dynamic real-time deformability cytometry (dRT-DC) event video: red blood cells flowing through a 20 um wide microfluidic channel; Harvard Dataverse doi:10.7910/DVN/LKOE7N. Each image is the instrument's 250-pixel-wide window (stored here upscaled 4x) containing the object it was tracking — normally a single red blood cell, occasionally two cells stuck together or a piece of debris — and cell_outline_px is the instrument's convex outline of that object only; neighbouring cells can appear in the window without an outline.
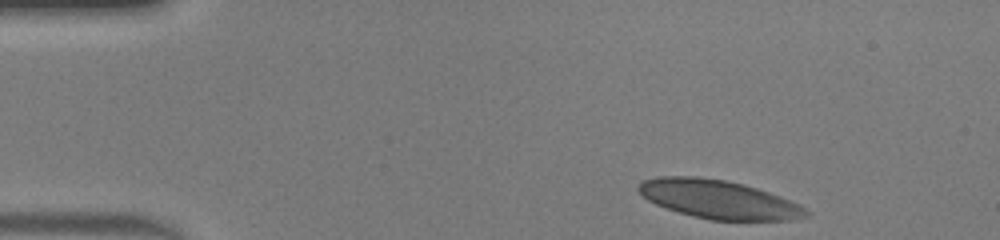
{"species": "human", "species_latin": "Homo sapiens", "temperature_condition": "warm", "stored_images_in_passage": 42, "camera_frame_rate_fps": 3000, "um_per_image_px": 0.085, "donor": {"sex": "male"}, "frame": {"image": 1, "passage_image": 1, "time_ms": 0.0, "image_size_px": [1000, 240], "cell_outline_px": [[808, 216], [792, 220], [712, 220], [692, 216], [656, 204], [648, 200], [636, 188], [644, 180], [656, 176], [696, 176], [724, 180], [744, 184], [780, 196], [800, 204], [808, 212]], "centroid_in_image_um": [61.08, 16.94], "position_along_channel_um": 23.9, "area_um2": 37.4}}
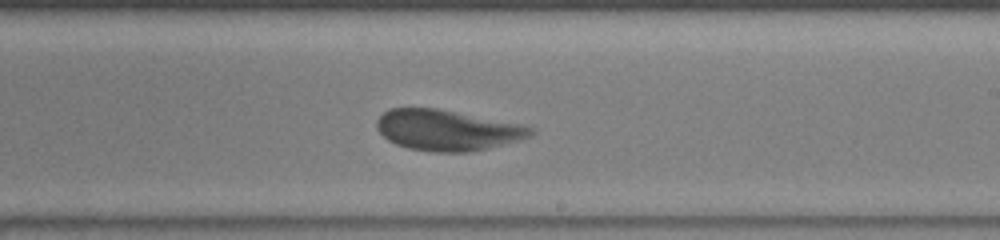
{"frame": {"image": 2, "passage_image": 23, "time_ms": 7.333, "image_size_px": [1000, 240], "cell_outline_px": [[536, 132], [532, 136], [488, 148], [468, 152], [436, 152], [408, 148], [396, 144], [388, 140], [376, 128], [376, 120], [388, 108], [436, 108], [524, 124], [536, 128]], "centroid_in_image_um": [38.04, 11.05], "position_along_channel_um": 251.0, "area_um2": 36.65}}
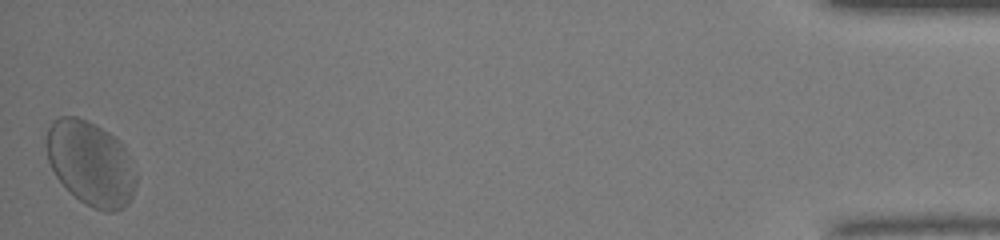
{"frame": {"image": 3, "passage_image": 42, "time_ms": 13.667, "image_size_px": [1000, 240], "cell_outline_px": [[136, 184], [132, 196], [128, 204], [116, 212], [104, 212], [80, 200], [56, 176], [48, 160], [48, 128], [60, 116], [76, 116], [88, 120], [108, 132], [120, 140], [124, 148], [136, 180]], "centroid_in_image_um": [7.72, 13.88], "position_along_channel_um": 427.5, "area_um2": 43.12}, "authors_computed_cell_mechanics": {"area_um2": 37.3099, "velocity_mm_per_s": 4.2568, "shape_relaxation_time_tau1_ms": 3.3751, "shape_relaxation_time_tau2_ms": 0.7276, "deformation_change_tau1": 0.1436, "deformation_change_tau2": 0.0598}}